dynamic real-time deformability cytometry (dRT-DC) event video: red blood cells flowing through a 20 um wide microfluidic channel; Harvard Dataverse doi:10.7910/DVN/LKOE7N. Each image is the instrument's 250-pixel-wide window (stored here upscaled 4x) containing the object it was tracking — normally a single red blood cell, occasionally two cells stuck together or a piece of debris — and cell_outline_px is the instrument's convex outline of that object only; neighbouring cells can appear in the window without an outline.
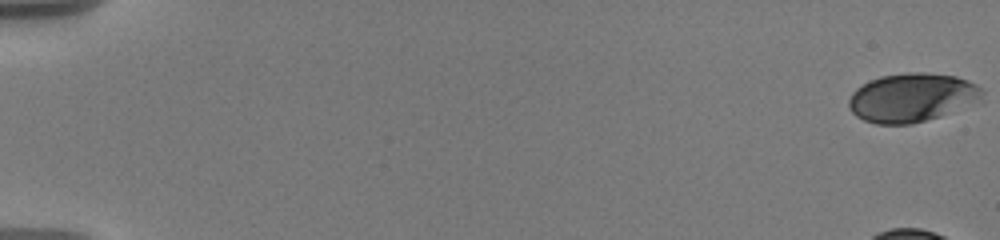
{"species": "human", "species_latin": "Homo sapiens", "temperature_condition": "warm", "stored_images_in_passage": 22, "camera_frame_rate_fps": 3000, "um_per_image_px": 0.085, "donor": {"sex": "male"}, "frame": {"image": 1, "passage_image": 1, "time_ms": 0.0, "image_size_px": [1000, 240], "cell_outline_px": [[984, 104], [912, 124], [876, 124], [864, 120], [856, 116], [848, 108], [848, 100], [852, 92], [856, 88], [868, 80], [880, 76], [908, 72], [924, 72], [956, 76], [968, 80], [984, 88]], "centroid_in_image_um": [77.62, 8.3], "position_along_channel_um": 7.4, "area_um2": 39.13}}
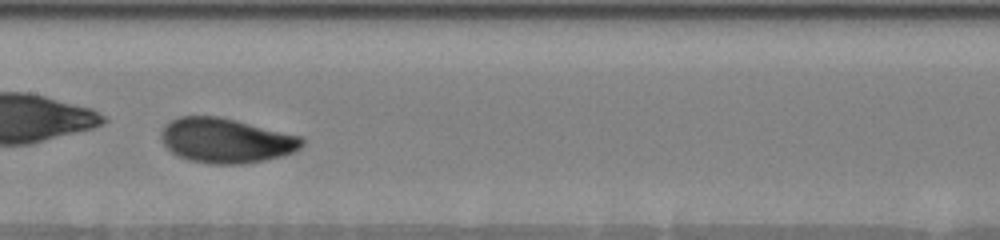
{"frame": {"image": 2, "passage_image": 18, "time_ms": 10.667, "image_size_px": [1000, 240], "cell_outline_px": [[304, 144], [300, 148], [292, 152], [280, 156], [264, 160], [244, 164], [212, 164], [188, 160], [176, 156], [164, 144], [160, 136], [160, 132], [164, 124], [180, 116], [220, 116], [304, 136]], "centroid_in_image_um": [19.21, 11.93], "position_along_channel_um": 188.2, "area_um2": 37.11}}
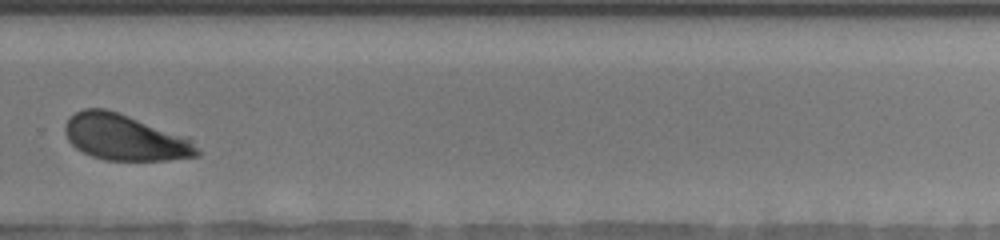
{"frame": {"image": 3, "passage_image": 22, "time_ms": 14.333, "image_size_px": [1000, 240], "cell_outline_px": [[200, 156], [168, 160], [104, 160], [92, 156], [76, 148], [68, 140], [64, 132], [64, 124], [76, 112], [84, 108], [104, 108], [128, 116], [192, 140], [200, 152]], "centroid_in_image_um": [10.58, 11.7], "position_along_channel_um": 319.2, "area_um2": 34.8}}